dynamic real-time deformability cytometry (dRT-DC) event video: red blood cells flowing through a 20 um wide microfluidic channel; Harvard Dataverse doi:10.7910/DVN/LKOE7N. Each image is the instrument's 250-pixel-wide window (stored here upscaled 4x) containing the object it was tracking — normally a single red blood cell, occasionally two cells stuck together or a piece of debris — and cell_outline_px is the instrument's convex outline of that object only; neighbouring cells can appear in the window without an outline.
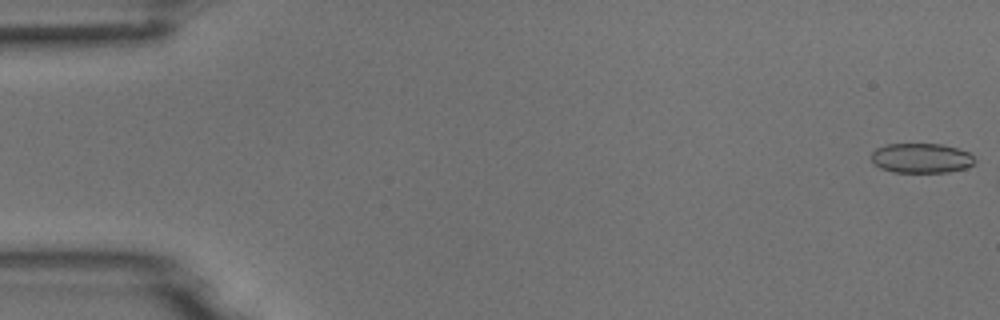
{"species": "common noctule bat (a hibernating species)", "species_latin": "Nyctalus noctula", "temperature_condition": "room temperature", "stored_images_in_passage": 7, "camera_frame_rate_fps": 3000, "um_per_image_px": 0.085, "animal": {"sex": "male", "body_mass_g": 18.8}, "frame": {"image": 1, "passage_image": 1, "time_ms": 0.0, "image_size_px": [1000, 320], "cell_outline_px": [[976, 160], [972, 164], [964, 168], [948, 172], [892, 172], [880, 168], [872, 160], [872, 152], [876, 148], [888, 144], [940, 144], [956, 148], [968, 152]], "centroid_in_image_um": [78.29, 13.44], "position_along_channel_um": 6.7, "area_um2": 17.74}}